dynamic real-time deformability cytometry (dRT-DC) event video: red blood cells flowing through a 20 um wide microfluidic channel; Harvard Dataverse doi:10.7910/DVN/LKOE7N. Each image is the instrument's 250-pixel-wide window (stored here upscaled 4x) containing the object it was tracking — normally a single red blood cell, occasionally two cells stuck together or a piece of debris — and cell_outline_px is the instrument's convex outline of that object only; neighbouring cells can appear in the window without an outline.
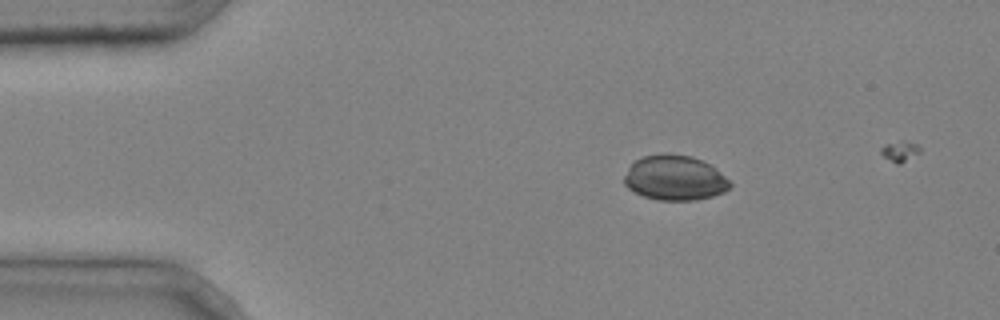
{"species": "common noctule bat (a hibernating species)", "species_latin": "Nyctalus noctula", "temperature_condition": "cold", "stored_images_in_passage": 3, "camera_frame_rate_fps": 3000, "um_per_image_px": 0.085, "animal": {"sex": "male", "body_mass_g": 20.4}, "frame": {"image": 1, "passage_image": 1, "time_ms": 0.0, "image_size_px": [1000, 320], "cell_outline_px": [[732, 184], [724, 192], [712, 196], [696, 200], [660, 200], [644, 196], [628, 188], [624, 184], [624, 176], [628, 168], [636, 160], [644, 156], [664, 152], [692, 156], [716, 168]], "centroid_in_image_um": [57.35, 15.11], "position_along_channel_um": 27.7, "area_um2": 27.63}}